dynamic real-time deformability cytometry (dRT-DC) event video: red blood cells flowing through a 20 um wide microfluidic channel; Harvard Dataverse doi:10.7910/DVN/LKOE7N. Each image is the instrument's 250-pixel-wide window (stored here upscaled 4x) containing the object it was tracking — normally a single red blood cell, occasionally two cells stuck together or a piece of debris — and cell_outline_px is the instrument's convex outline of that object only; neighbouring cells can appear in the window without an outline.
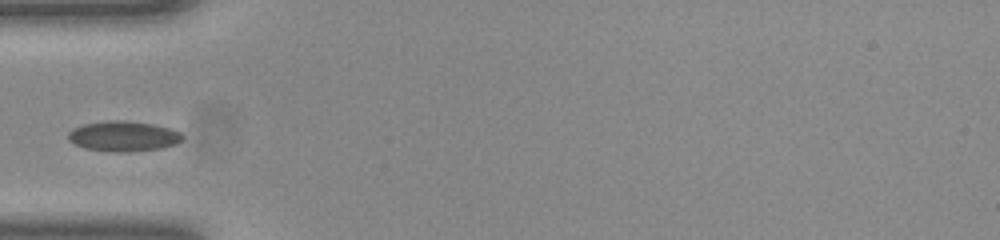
{"species": "common noctule bat (a hibernating species)", "species_latin": "Nyctalus noctula", "temperature_condition": "room temperature", "stored_images_in_passage": 27, "camera_frame_rate_fps": 3000, "um_per_image_px": 0.085, "animal": {"sex": "female", "body_mass_g": 23.0, "forearm_length_mm": 53.4}, "frame": {"image": 1, "passage_image": 1, "time_ms": 0.0, "image_size_px": [1000, 240], "cell_outline_px": [[184, 136], [176, 144], [160, 148], [124, 152], [112, 152], [84, 148], [68, 140], [68, 132], [72, 128], [84, 124], [112, 120], [116, 120], [152, 124], [168, 128], [180, 132]], "centroid_in_image_um": [10.45, 11.58], "position_along_channel_um": 74.5, "area_um2": 19.88}}
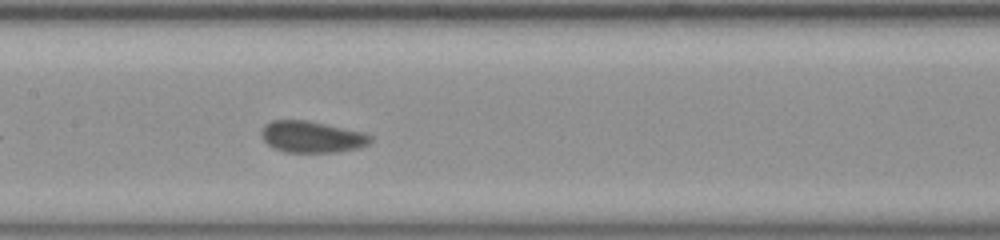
{"frame": {"image": 2, "passage_image": 9, "time_ms": 2.667, "image_size_px": [1000, 240], "cell_outline_px": [[372, 140], [368, 144], [356, 148], [340, 152], [288, 152], [276, 148], [268, 144], [264, 140], [264, 128], [272, 120], [308, 120], [360, 132], [372, 136]], "centroid_in_image_um": [26.55, 11.64], "position_along_channel_um": 180.9, "area_um2": 19.42}}
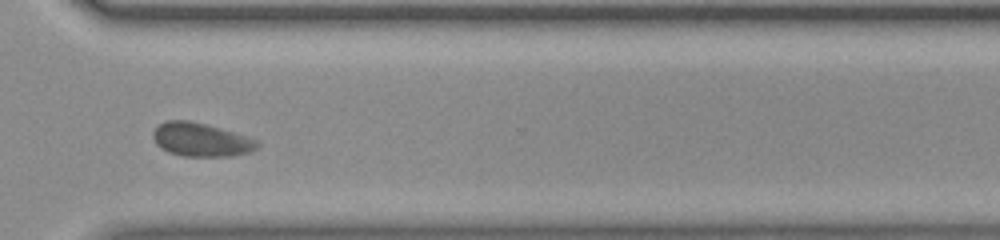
{"frame": {"image": 3, "passage_image": 22, "time_ms": 7.0, "image_size_px": [1000, 240], "cell_outline_px": [[260, 144], [256, 148], [248, 152], [232, 156], [180, 156], [168, 152], [156, 144], [152, 136], [152, 132], [160, 124], [168, 120], [188, 120], [204, 124], [244, 136], [256, 140]], "centroid_in_image_um": [17.03, 11.89], "position_along_channel_um": 353.6, "area_um2": 20.0}}